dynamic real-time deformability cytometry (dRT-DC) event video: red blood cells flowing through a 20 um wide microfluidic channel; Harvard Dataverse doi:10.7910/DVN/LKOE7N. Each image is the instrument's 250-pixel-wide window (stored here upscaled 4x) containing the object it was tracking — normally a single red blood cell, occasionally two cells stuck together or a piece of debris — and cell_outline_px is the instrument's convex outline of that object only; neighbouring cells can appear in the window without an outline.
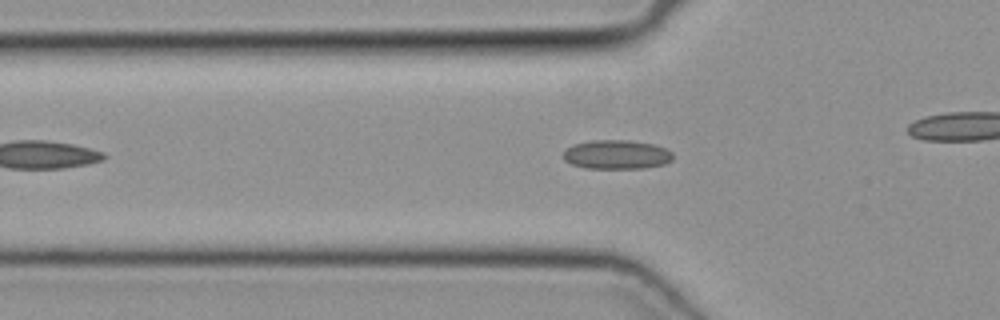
{"species": "common noctule bat (a hibernating species)", "species_latin": "Nyctalus noctula", "temperature_condition": "cold", "stored_images_in_passage": 32, "camera_frame_rate_fps": 3000, "um_per_image_px": 0.085, "animal": {"sex": "female", "body_mass_g": 19.3, "forearm_length_mm": 54.1}, "frame": {"image": 1, "passage_image": 9, "time_ms": 2.667, "image_size_px": [1000, 320], "cell_outline_px": [[672, 160], [664, 164], [644, 168], [584, 168], [572, 164], [564, 160], [564, 152], [572, 144], [592, 140], [628, 140], [652, 144], [664, 148], [672, 152]], "centroid_in_image_um": [52.4, 13.14], "position_along_channel_um": 73.4, "area_um2": 18.5}}
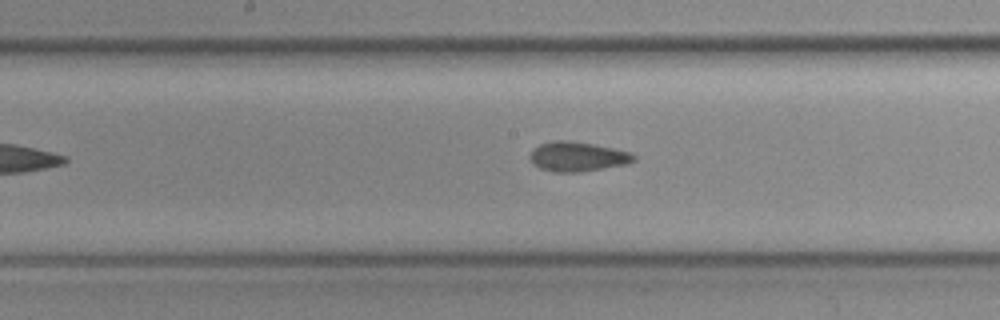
{"frame": {"image": 2, "passage_image": 18, "time_ms": 5.667, "image_size_px": [1000, 320], "cell_outline_px": [[636, 160], [628, 164], [580, 172], [556, 172], [540, 168], [532, 164], [528, 156], [532, 148], [540, 144], [552, 140], [564, 140], [592, 144], [612, 148], [628, 152], [636, 156]], "centroid_in_image_um": [49.04, 13.31], "position_along_channel_um": 199.2, "area_um2": 17.98}}
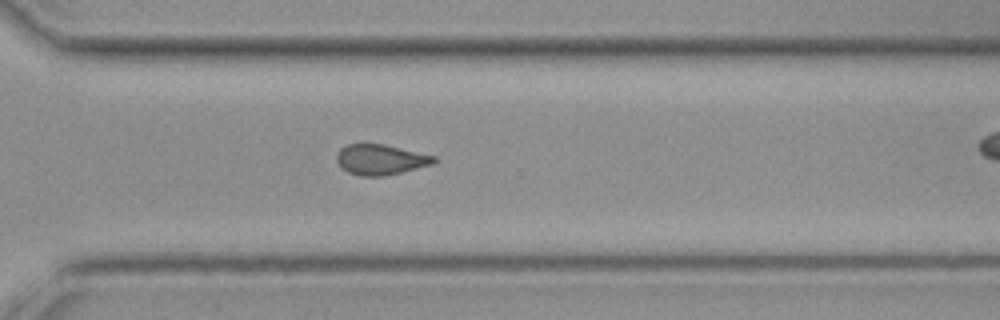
{"frame": {"image": 3, "passage_image": 28, "time_ms": 9.0, "image_size_px": [1000, 320], "cell_outline_px": [[436, 164], [384, 176], [360, 176], [348, 172], [340, 168], [336, 160], [336, 156], [340, 148], [348, 144], [384, 144], [436, 156]], "centroid_in_image_um": [32.35, 13.57], "position_along_channel_um": 338.2, "area_um2": 17.4}}